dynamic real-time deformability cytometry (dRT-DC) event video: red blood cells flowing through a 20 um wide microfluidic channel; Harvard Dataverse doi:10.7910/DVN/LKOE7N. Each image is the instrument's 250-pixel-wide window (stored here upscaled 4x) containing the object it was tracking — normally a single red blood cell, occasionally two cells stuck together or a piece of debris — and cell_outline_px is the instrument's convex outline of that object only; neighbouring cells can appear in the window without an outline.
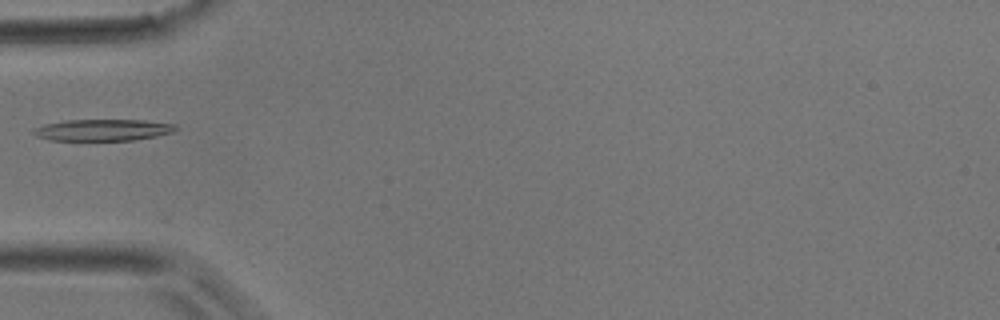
{"species": "common noctule bat (a hibernating species)", "species_latin": "Nyctalus noctula", "temperature_condition": "room temperature", "stored_images_in_passage": 3, "camera_frame_rate_fps": 3000, "um_per_image_px": 0.085, "animal": {"sex": "male", "body_mass_g": 17.9}, "frame": {"image": 1, "passage_image": 3, "time_ms": 0.667, "image_size_px": [1000, 320], "cell_outline_px": [[180, 128], [172, 132], [156, 136], [132, 140], [52, 140], [36, 136], [32, 132], [36, 128], [44, 124], [64, 120], [144, 120], [176, 124]], "centroid_in_image_um": [8.78, 11.04], "position_along_channel_um": 76.2, "area_um2": 17.8}}